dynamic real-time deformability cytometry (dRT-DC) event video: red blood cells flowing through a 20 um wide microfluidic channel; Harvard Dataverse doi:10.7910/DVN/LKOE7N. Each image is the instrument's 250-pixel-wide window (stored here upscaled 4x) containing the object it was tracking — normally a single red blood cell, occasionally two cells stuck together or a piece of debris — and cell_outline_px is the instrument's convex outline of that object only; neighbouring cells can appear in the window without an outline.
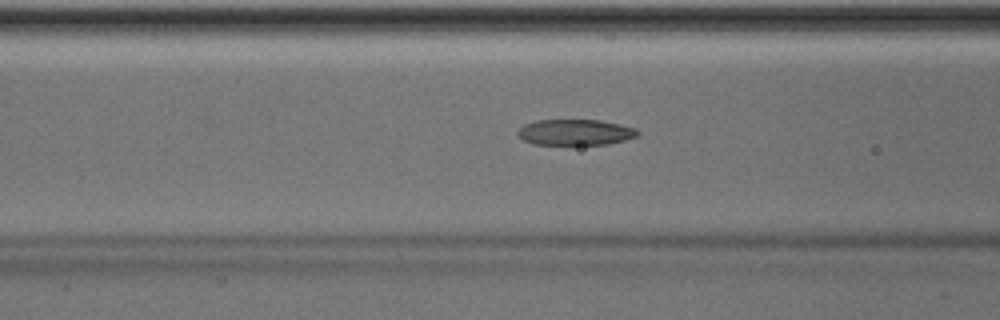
{"species": "Egyptian fruit bat (a non-hibernating species)", "species_latin": "Rousettus aegyptiacus", "temperature_condition": "room temperature", "stored_images_in_passage": 46, "camera_frame_rate_fps": 3000, "um_per_image_px": 0.085, "animal": {"sex": "male"}, "frame": {"image": 1, "passage_image": 20, "time_ms": 6.333, "image_size_px": [1000, 320], "cell_outline_px": [[640, 136], [608, 144], [532, 144], [524, 140], [516, 132], [524, 124], [536, 120], [600, 120], [620, 124], [636, 128], [640, 132]], "centroid_in_image_um": [48.94, 11.24], "position_along_channel_um": 117.7, "area_um2": 18.09}}
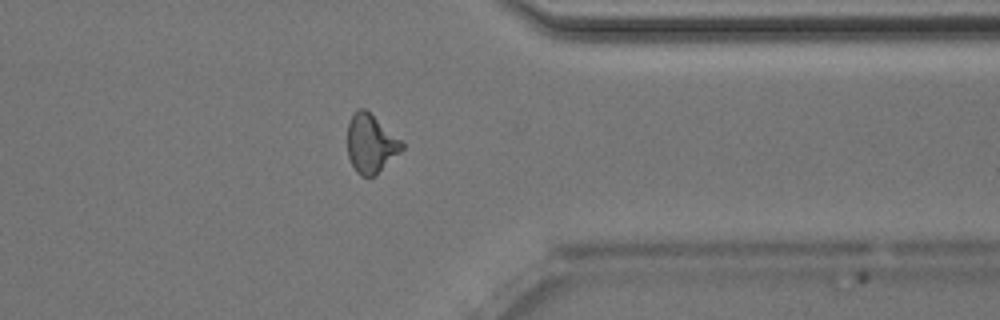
{"frame": {"image": 2, "passage_image": 40, "time_ms": 13.0, "image_size_px": [1000, 320], "cell_outline_px": [[404, 148], [400, 152], [372, 176], [360, 176], [356, 172], [348, 156], [348, 120], [360, 108], [364, 108], [404, 140]], "centroid_in_image_um": [31.54, 12.18], "position_along_channel_um": 379.9, "area_um2": 18.44}}